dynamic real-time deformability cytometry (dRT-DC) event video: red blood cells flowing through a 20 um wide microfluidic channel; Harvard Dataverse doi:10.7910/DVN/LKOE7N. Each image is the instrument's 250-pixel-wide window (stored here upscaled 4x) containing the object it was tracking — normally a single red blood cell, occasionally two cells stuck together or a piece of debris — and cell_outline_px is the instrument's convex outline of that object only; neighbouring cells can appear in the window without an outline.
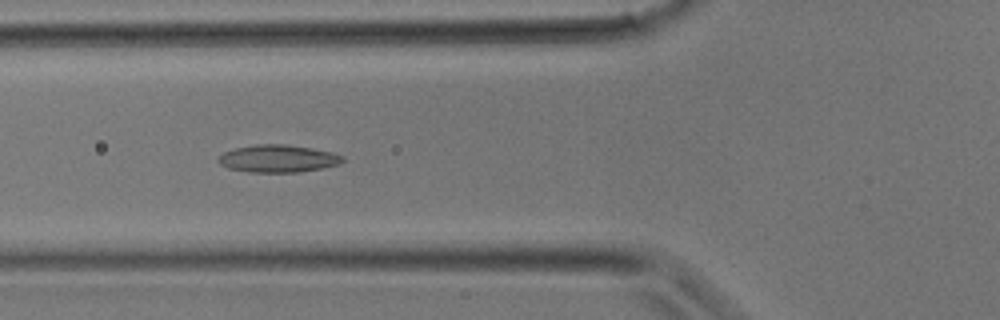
{"species": "common noctule bat (a hibernating species)", "species_latin": "Nyctalus noctula", "temperature_condition": "room temperature", "stored_images_in_passage": 32, "camera_frame_rate_fps": 3000, "um_per_image_px": 0.085, "animal": {"sex": "male", "body_mass_g": 17.9}, "frame": {"image": 1, "passage_image": 11, "time_ms": 3.333, "image_size_px": [1000, 320], "cell_outline_px": [[344, 160], [340, 164], [300, 172], [248, 172], [228, 168], [220, 164], [216, 160], [224, 152], [236, 148], [256, 144], [284, 144], [312, 148], [332, 152], [344, 156]], "centroid_in_image_um": [23.63, 13.48], "position_along_channel_um": 102.2, "area_um2": 19.88}}
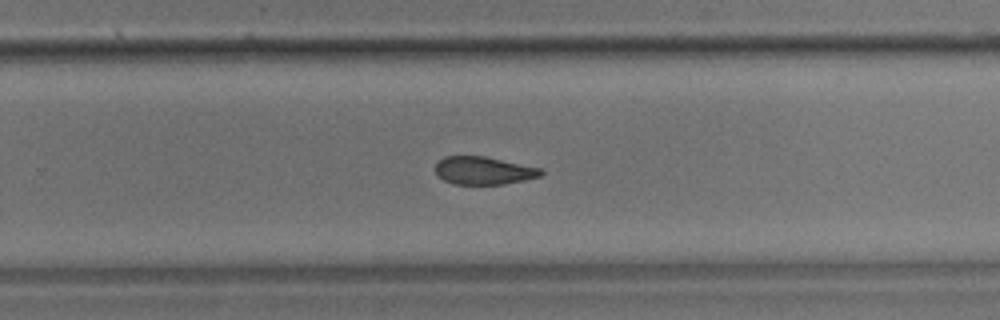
{"frame": {"image": 2, "passage_image": 20, "time_ms": 6.333, "image_size_px": [1000, 320], "cell_outline_px": [[544, 172], [540, 176], [524, 180], [504, 184], [452, 184], [436, 176], [436, 164], [444, 156], [484, 156], [540, 168]], "centroid_in_image_um": [41.07, 14.5], "position_along_channel_um": 288.7, "area_um2": 17.05}}
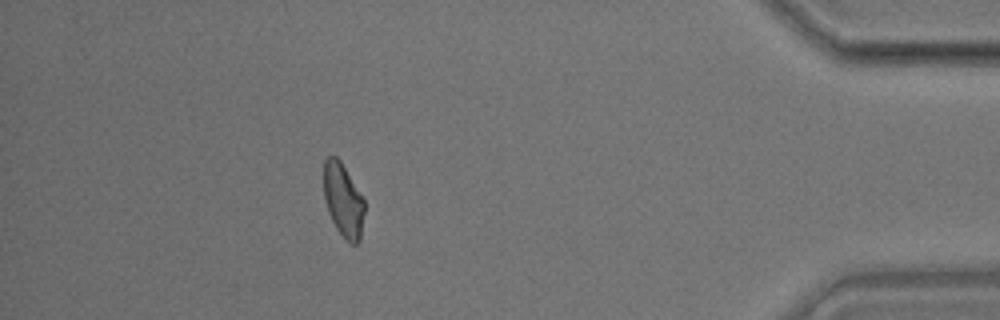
{"frame": {"image": 3, "passage_image": 28, "time_ms": 9.0, "image_size_px": [1000, 320], "cell_outline_px": [[364, 212], [360, 240], [356, 244], [352, 244], [336, 228], [328, 212], [324, 200], [324, 160], [328, 156], [336, 156], [340, 160], [364, 200]], "centroid_in_image_um": [29.16, 17.0], "position_along_channel_um": 406.0, "area_um2": 17.17}}